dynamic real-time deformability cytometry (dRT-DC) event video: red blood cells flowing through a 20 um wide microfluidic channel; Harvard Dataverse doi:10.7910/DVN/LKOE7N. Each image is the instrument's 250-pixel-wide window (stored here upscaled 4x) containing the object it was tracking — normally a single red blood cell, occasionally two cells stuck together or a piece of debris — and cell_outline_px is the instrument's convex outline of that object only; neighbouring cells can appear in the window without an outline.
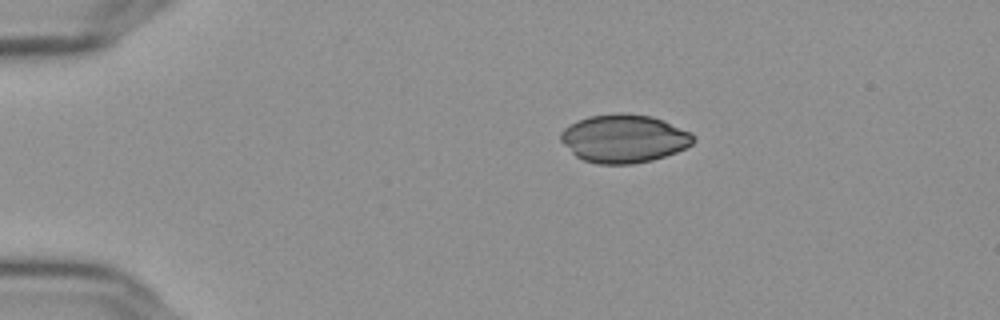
{"species": "Egyptian fruit bat (a non-hibernating species)", "species_latin": "Rousettus aegyptiacus", "temperature_condition": "cold", "stored_images_in_passage": 46, "camera_frame_rate_fps": 3000, "um_per_image_px": 0.085, "frame": {"image": 1, "passage_image": 1, "time_ms": 0.0, "image_size_px": [1000, 320], "cell_outline_px": [[696, 140], [692, 144], [676, 152], [652, 160], [632, 164], [596, 164], [584, 160], [576, 156], [560, 140], [560, 132], [564, 128], [588, 116], [616, 112], [624, 112], [652, 116], [664, 120], [692, 132]], "centroid_in_image_um": [53.06, 11.76], "position_along_channel_um": 31.9, "area_um2": 37.45}}
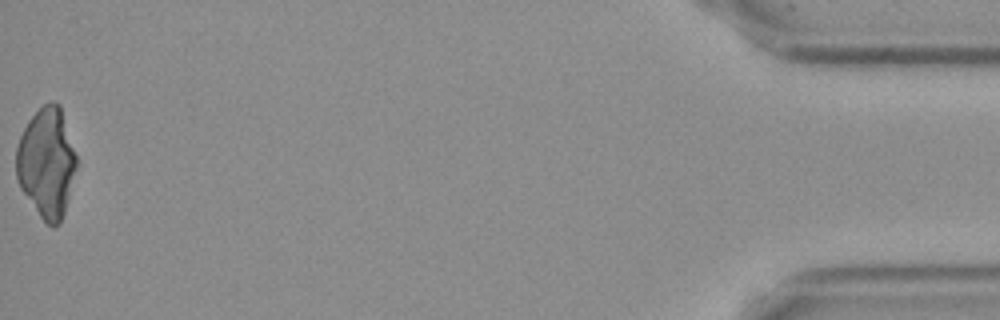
{"frame": {"image": 2, "passage_image": 46, "time_ms": 15.0, "image_size_px": [1000, 320], "cell_outline_px": [[76, 168], [64, 212], [60, 224], [52, 228], [40, 216], [20, 188], [16, 176], [16, 148], [20, 136], [28, 120], [44, 104], [52, 100], [60, 104], [76, 156]], "centroid_in_image_um": [3.95, 13.82], "position_along_channel_um": 431.3, "area_um2": 38.26}}